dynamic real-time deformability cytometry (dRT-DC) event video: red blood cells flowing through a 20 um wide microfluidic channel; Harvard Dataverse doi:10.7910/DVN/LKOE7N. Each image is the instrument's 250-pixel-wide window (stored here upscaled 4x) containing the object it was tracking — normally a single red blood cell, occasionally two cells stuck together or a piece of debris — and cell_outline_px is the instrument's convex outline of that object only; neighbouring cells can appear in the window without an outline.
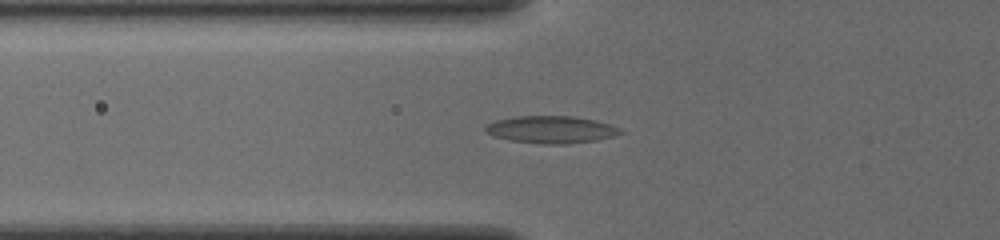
{"species": "common noctule bat (a hibernating species)", "species_latin": "Nyctalus noctula", "temperature_condition": "cold", "stored_images_in_passage": 35, "camera_frame_rate_fps": 3000, "um_per_image_px": 0.085, "animal": {"sex": "female", "body_mass_g": 19.5, "forearm_length_mm": 54.1}, "frame": {"image": 1, "passage_image": 2, "time_ms": 0.333, "image_size_px": [1000, 240], "cell_outline_px": [[624, 132], [612, 136], [596, 140], [564, 144], [544, 144], [512, 140], [492, 136], [484, 132], [484, 128], [488, 124], [496, 120], [516, 116], [572, 116], [592, 120], [608, 124], [620, 128]], "centroid_in_image_um": [46.8, 11.01], "position_along_channel_um": 79.0, "area_um2": 21.21}}
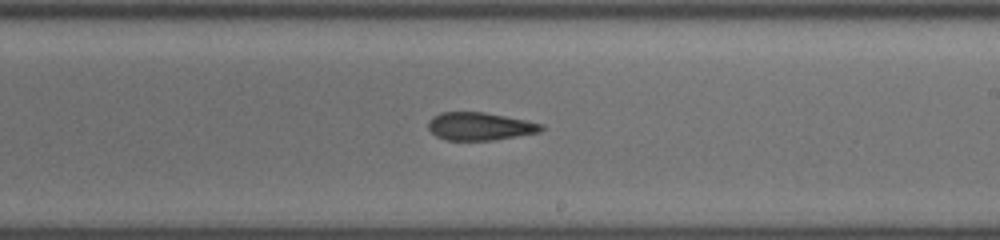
{"frame": {"image": 2, "passage_image": 15, "time_ms": 4.667, "image_size_px": [1000, 240], "cell_outline_px": [[544, 128], [540, 132], [492, 140], [444, 140], [436, 136], [428, 128], [428, 124], [432, 116], [440, 112], [484, 112], [528, 120], [544, 124]], "centroid_in_image_um": [40.79, 10.73], "position_along_channel_um": 248.2, "area_um2": 18.44}}
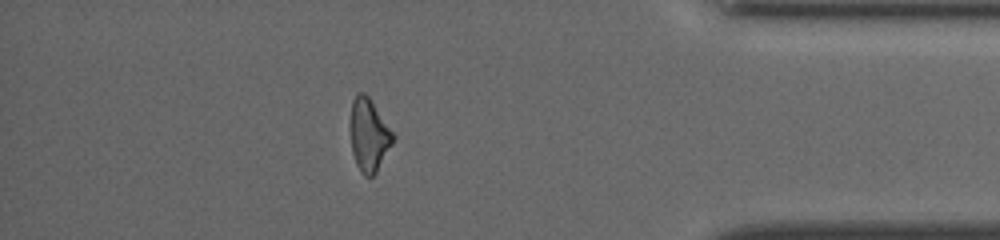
{"frame": {"image": 3, "passage_image": 29, "time_ms": 9.333, "image_size_px": [1000, 240], "cell_outline_px": [[396, 136], [392, 144], [376, 172], [372, 176], [364, 176], [360, 172], [356, 164], [352, 152], [348, 124], [352, 100], [356, 92], [364, 92], [368, 96]], "centroid_in_image_um": [31.31, 11.45], "position_along_channel_um": 403.9, "area_um2": 18.44}, "authors_computed_cell_mechanics": {"area_um2": 18.785, "velocity_mm_per_s": 3.9109, "shape_relaxation_time_tau1_ms": 8.6085, "shape_relaxation_time_tau2_ms": 2.2851, "deformation_change_tau1": 0.1902, "deformation_change_tau2": 0.1112}}